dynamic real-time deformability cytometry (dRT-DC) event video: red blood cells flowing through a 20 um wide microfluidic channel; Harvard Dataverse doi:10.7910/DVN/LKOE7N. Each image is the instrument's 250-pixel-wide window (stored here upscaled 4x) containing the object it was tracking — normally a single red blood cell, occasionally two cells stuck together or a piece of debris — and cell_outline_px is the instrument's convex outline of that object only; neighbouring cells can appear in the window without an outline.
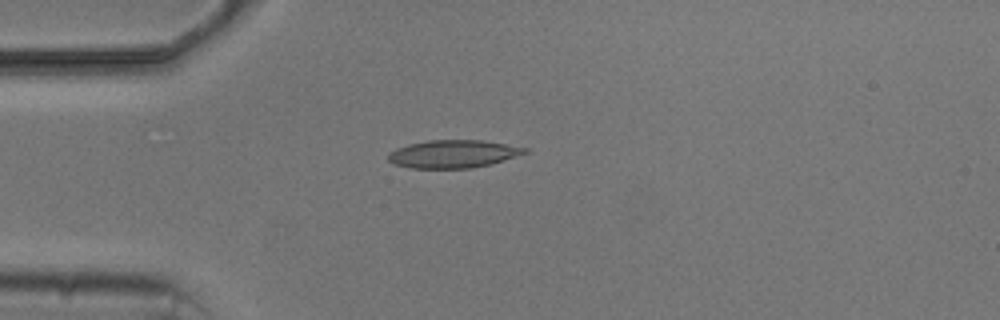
{"species": "common noctule bat (a hibernating species)", "species_latin": "Nyctalus noctula", "temperature_condition": "cold", "stored_images_in_passage": 4, "camera_frame_rate_fps": 3000, "um_per_image_px": 0.085, "animal": {"sex": "male", "body_mass_g": 20.5, "forearm_length_mm": 52.5}, "frame": {"image": 1, "passage_image": 4, "time_ms": 3.667, "image_size_px": [1000, 320], "cell_outline_px": [[528, 152], [488, 164], [472, 168], [408, 168], [392, 164], [388, 160], [388, 152], [396, 148], [408, 144], [428, 140], [480, 140], [528, 148]], "centroid_in_image_um": [38.43, 13.08], "position_along_channel_um": 46.6, "area_um2": 22.02}}